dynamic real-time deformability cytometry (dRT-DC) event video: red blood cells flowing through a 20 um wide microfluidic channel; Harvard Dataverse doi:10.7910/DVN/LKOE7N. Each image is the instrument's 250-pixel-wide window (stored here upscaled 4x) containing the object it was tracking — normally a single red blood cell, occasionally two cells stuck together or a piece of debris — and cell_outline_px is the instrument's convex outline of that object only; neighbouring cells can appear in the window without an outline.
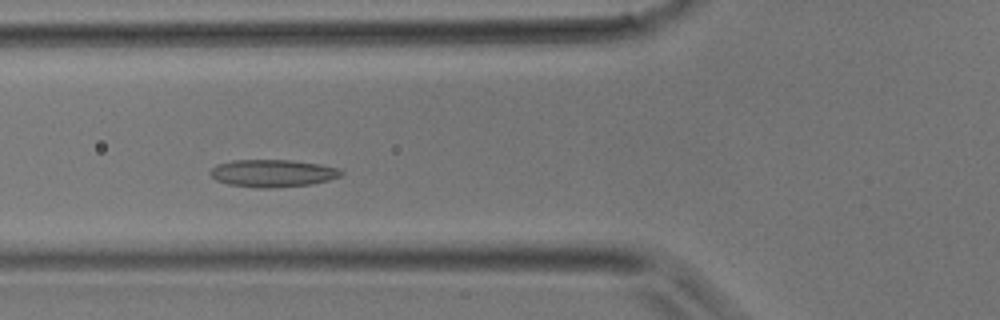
{"species": "common noctule bat (a hibernating species)", "species_latin": "Nyctalus noctula", "temperature_condition": "room temperature", "stored_images_in_passage": 37, "camera_frame_rate_fps": 3000, "um_per_image_px": 0.085, "animal": {"sex": "male", "body_mass_g": 17.9}, "frame": {"image": 1, "passage_image": 11, "time_ms": 3.333, "image_size_px": [1000, 320], "cell_outline_px": [[344, 172], [340, 176], [328, 180], [312, 184], [268, 188], [260, 188], [228, 184], [216, 180], [208, 172], [216, 164], [232, 160], [288, 160], [320, 164], [340, 168]], "centroid_in_image_um": [23.17, 14.72], "position_along_channel_um": 102.6, "area_um2": 20.92}}
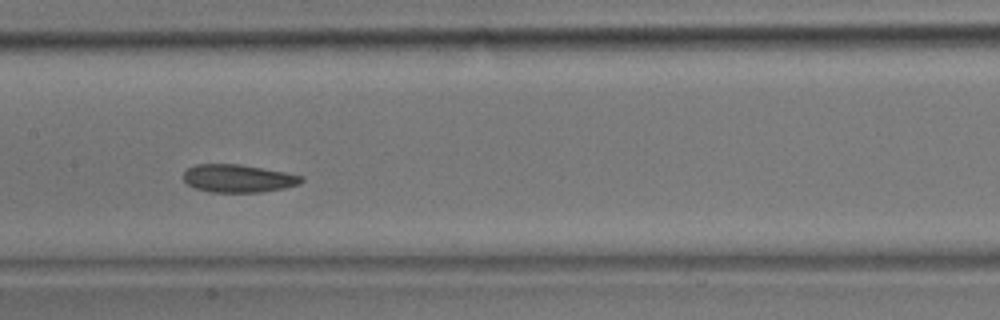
{"frame": {"image": 2, "passage_image": 16, "time_ms": 5.0, "image_size_px": [1000, 320], "cell_outline_px": [[304, 180], [300, 184], [284, 188], [260, 192], [208, 192], [196, 188], [188, 184], [184, 180], [184, 172], [188, 168], [196, 164], [240, 164], [284, 172], [304, 176]], "centroid_in_image_um": [20.26, 15.16], "position_along_channel_um": 187.1, "area_um2": 19.13}}
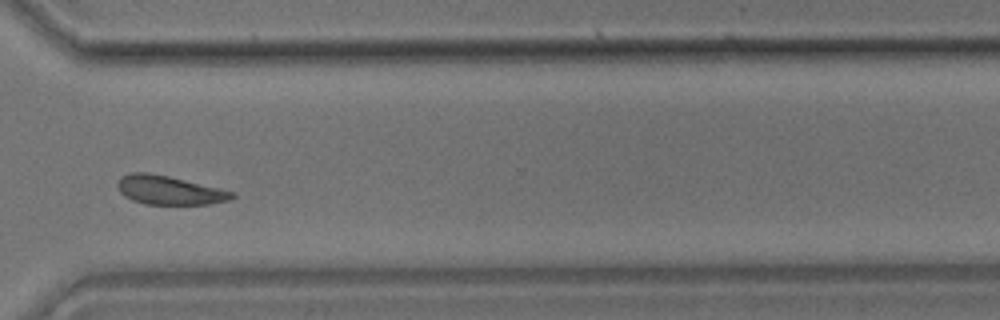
{"frame": {"image": 3, "passage_image": 26, "time_ms": 8.333, "image_size_px": [1000, 320], "cell_outline_px": [[236, 196], [232, 200], [208, 204], [144, 204], [132, 200], [124, 196], [120, 192], [116, 184], [120, 176], [132, 172], [148, 172], [168, 176], [220, 188], [232, 192]], "centroid_in_image_um": [14.36, 16.16], "position_along_channel_um": 356.2, "area_um2": 19.31}}